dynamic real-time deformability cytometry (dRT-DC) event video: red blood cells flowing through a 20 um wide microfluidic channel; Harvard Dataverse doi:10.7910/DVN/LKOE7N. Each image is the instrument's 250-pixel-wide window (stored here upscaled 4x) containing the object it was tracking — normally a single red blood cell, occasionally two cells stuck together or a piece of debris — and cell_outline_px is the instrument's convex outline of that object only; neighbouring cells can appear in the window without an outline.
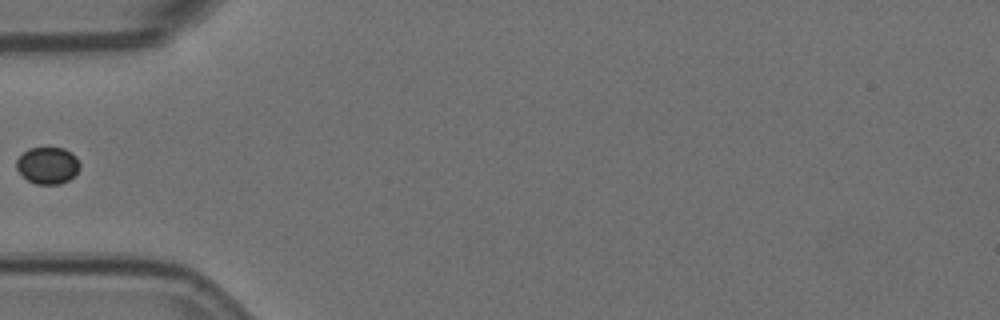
{"species": "Egyptian fruit bat (a non-hibernating species)", "species_latin": "Rousettus aegyptiacus", "temperature_condition": "room temperature", "stored_images_in_passage": 25, "camera_frame_rate_fps": 3000, "um_per_image_px": 0.085, "animal": {"sex": "female"}, "frame": {"image": 1, "passage_image": 1, "time_ms": 0.0, "image_size_px": [1000, 320], "cell_outline_px": [[80, 168], [68, 180], [60, 184], [36, 184], [28, 180], [16, 168], [16, 160], [28, 148], [64, 148], [72, 152], [76, 156], [80, 164]], "centroid_in_image_um": [4.06, 14.05], "position_along_channel_um": 80.9, "area_um2": 13.53}}
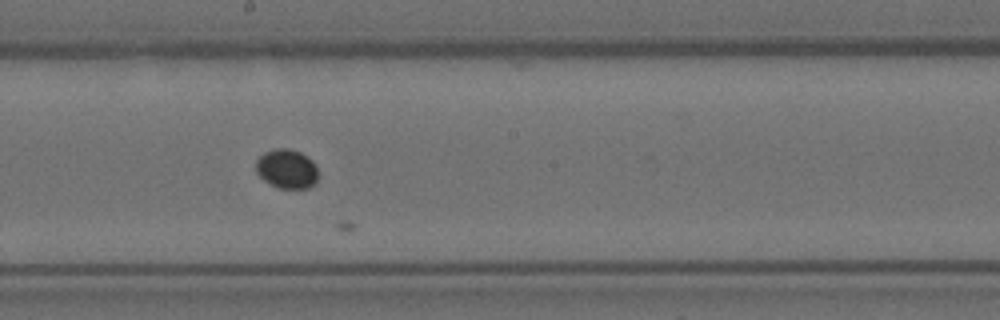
{"frame": {"image": 2, "passage_image": 13, "time_ms": 4.0, "image_size_px": [1000, 320], "cell_outline_px": [[316, 184], [308, 188], [280, 188], [264, 180], [256, 172], [256, 160], [264, 152], [276, 148], [288, 148], [300, 152], [308, 156], [316, 164]], "centroid_in_image_um": [24.38, 14.34], "position_along_channel_um": 223.8, "area_um2": 14.22}}